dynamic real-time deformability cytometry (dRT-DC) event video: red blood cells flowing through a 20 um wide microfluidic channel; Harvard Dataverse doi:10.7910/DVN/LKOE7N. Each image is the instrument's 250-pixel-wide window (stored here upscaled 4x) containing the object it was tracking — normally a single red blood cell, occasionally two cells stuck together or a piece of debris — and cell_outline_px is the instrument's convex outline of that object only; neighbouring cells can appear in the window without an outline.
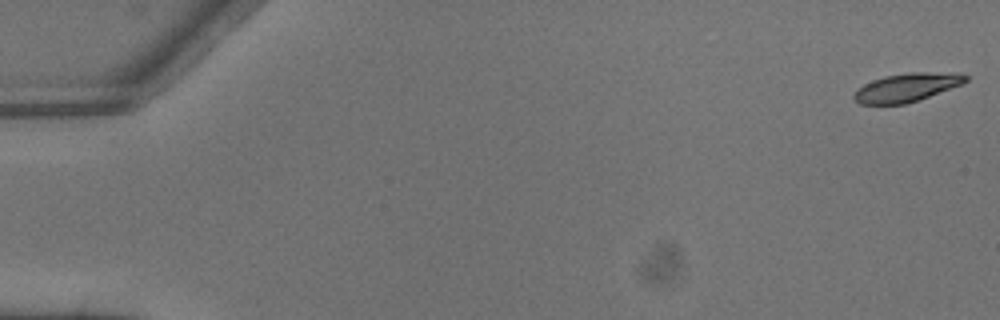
{"species": "common noctule bat (a hibernating species)", "species_latin": "Nyctalus noctula", "temperature_condition": "warm", "stored_images_in_passage": 6, "camera_frame_rate_fps": 3000, "um_per_image_px": 0.085, "animal": {"sex": "male", "body_mass_g": 13.3}, "frame": {"image": 1, "passage_image": 1, "time_ms": 0.0, "image_size_px": [1000, 320], "cell_outline_px": [[968, 80], [964, 84], [904, 104], [860, 104], [852, 96], [856, 88], [872, 80], [884, 76], [908, 72], [928, 72], [968, 76]], "centroid_in_image_um": [77.0, 7.44], "position_along_channel_um": 8.0, "area_um2": 18.21}}
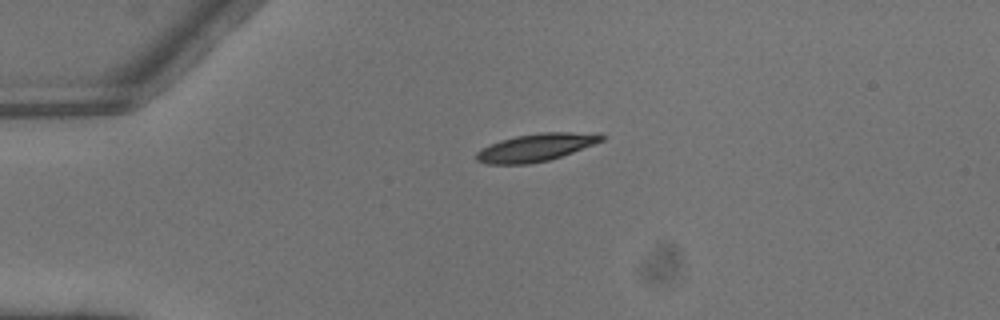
{"frame": {"image": 2, "passage_image": 4, "time_ms": 1.0, "image_size_px": [1000, 320], "cell_outline_px": [[608, 136], [604, 140], [572, 152], [548, 160], [528, 164], [488, 164], [476, 160], [476, 152], [500, 140], [516, 136], [540, 132], [600, 132]], "centroid_in_image_um": [45.63, 12.51], "position_along_channel_um": 39.4, "area_um2": 20.17}}
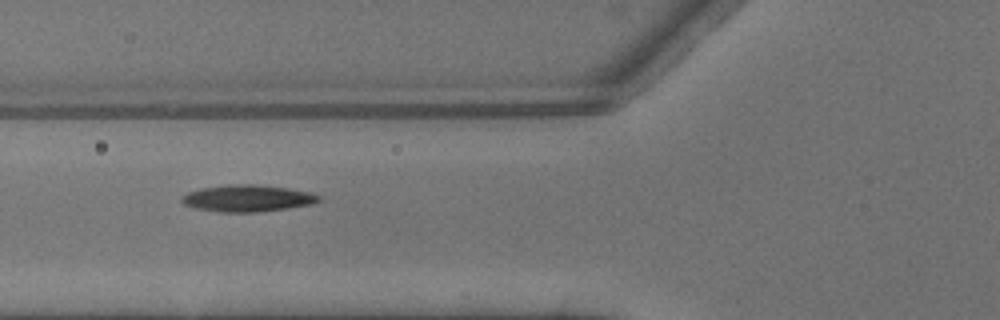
{"frame": {"image": 3, "passage_image": 6, "time_ms": 1.667, "image_size_px": [1000, 320], "cell_outline_px": [[320, 200], [312, 204], [288, 208], [256, 212], [220, 212], [196, 208], [184, 204], [180, 200], [180, 196], [188, 192], [200, 188], [228, 184], [256, 184], [288, 188], [312, 192], [320, 196]], "centroid_in_image_um": [21.02, 16.84], "position_along_channel_um": 104.8, "area_um2": 21.5}}